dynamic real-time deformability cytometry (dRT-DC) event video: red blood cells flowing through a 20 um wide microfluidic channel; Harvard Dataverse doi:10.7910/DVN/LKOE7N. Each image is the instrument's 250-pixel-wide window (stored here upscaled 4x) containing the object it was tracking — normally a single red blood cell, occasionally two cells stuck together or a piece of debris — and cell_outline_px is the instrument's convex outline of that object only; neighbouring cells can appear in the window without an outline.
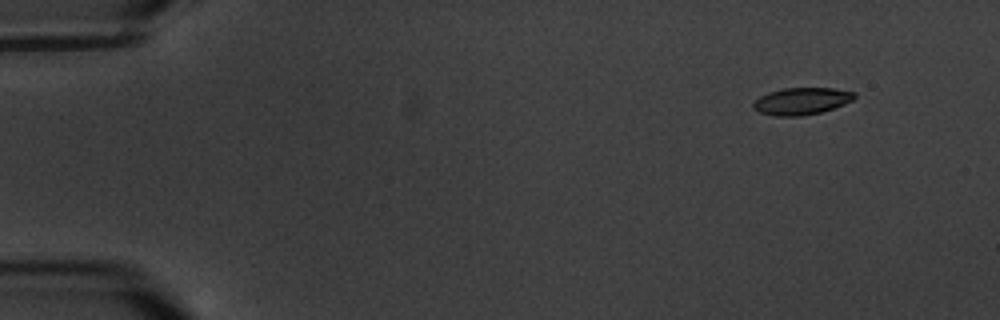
{"species": "common noctule bat (a hibernating species)", "species_latin": "Nyctalus noctula", "temperature_condition": "warm", "stored_images_in_passage": 4, "camera_frame_rate_fps": 3000, "um_per_image_px": 0.085, "animal": {"sex": "male", "body_mass_g": 20.1, "forearm_length_mm": 53.5}, "frame": {"image": 1, "passage_image": 1, "time_ms": 0.0, "image_size_px": [1000, 320], "cell_outline_px": [[856, 96], [852, 100], [844, 104], [820, 112], [800, 116], [776, 116], [760, 112], [752, 108], [752, 104], [760, 96], [768, 92], [784, 88], [832, 88], [856, 92]], "centroid_in_image_um": [68.12, 8.59], "position_along_channel_um": 16.9, "area_um2": 15.84}}
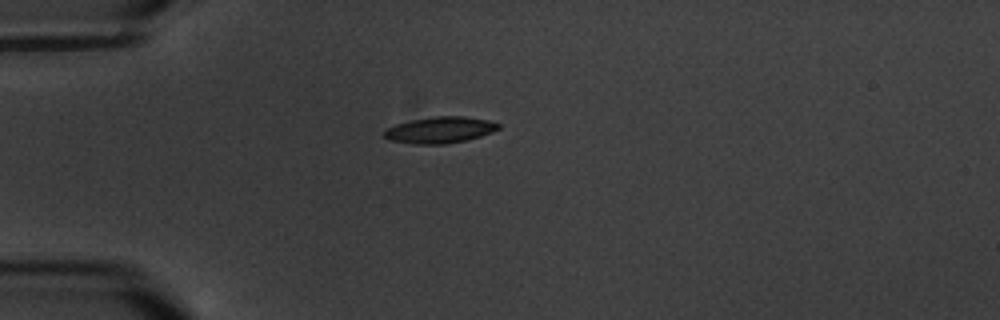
{"frame": {"image": 2, "passage_image": 4, "time_ms": 3.667, "image_size_px": [1000, 320], "cell_outline_px": [[500, 128], [492, 132], [480, 136], [464, 140], [444, 144], [416, 144], [388, 140], [384, 136], [384, 132], [388, 128], [396, 124], [412, 120], [436, 116], [464, 116], [488, 120], [500, 124]], "centroid_in_image_um": [37.4, 11.04], "position_along_channel_um": 47.6, "area_um2": 17.34}}